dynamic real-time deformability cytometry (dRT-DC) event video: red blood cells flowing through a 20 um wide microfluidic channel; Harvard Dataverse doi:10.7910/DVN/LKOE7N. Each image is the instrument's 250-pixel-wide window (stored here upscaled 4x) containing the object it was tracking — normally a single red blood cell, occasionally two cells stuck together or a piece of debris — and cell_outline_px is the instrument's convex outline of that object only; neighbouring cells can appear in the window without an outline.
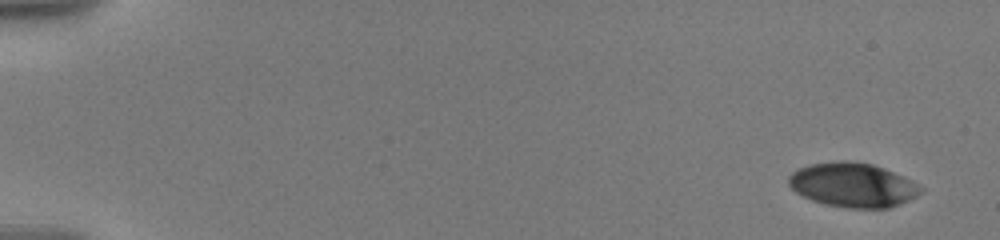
{"species": "human", "species_latin": "Homo sapiens", "temperature_condition": "warm", "stored_images_in_passage": 21, "camera_frame_rate_fps": 3000, "um_per_image_px": 0.085, "donor": {"sex": "male"}, "frame": {"image": 1, "passage_image": 1, "time_ms": 0.0, "image_size_px": [1000, 240], "cell_outline_px": [[924, 192], [900, 204], [888, 208], [844, 208], [824, 204], [812, 200], [796, 192], [788, 184], [788, 176], [792, 172], [808, 164], [840, 160], [848, 160], [872, 164], [884, 168], [904, 176], [924, 188]], "centroid_in_image_um": [72.5, 15.72], "position_along_channel_um": 12.5, "area_um2": 34.33}}
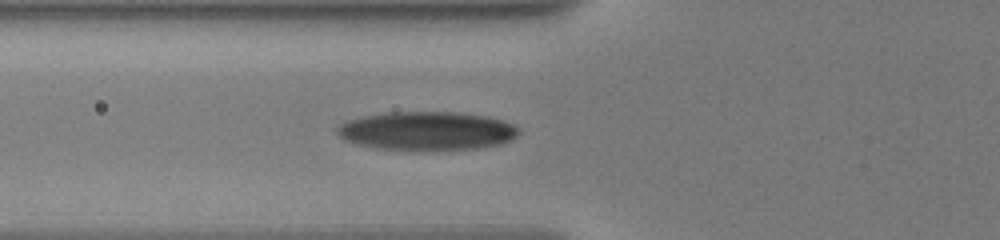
{"frame": {"image": 2, "passage_image": 15, "time_ms": 6.667, "image_size_px": [1000, 240], "cell_outline_px": [[520, 132], [516, 136], [500, 144], [476, 148], [380, 148], [360, 144], [344, 140], [336, 132], [336, 128], [340, 124], [348, 120], [360, 116], [388, 112], [456, 112], [488, 116], [504, 120], [520, 128]], "centroid_in_image_um": [36.29, 11.08], "position_along_channel_um": 89.5, "area_um2": 40.06}}
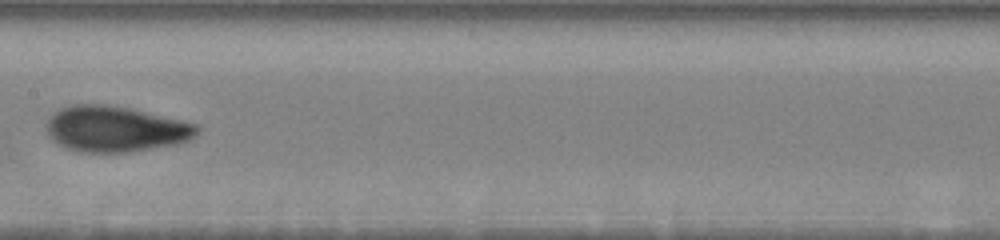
{"frame": {"image": 3, "passage_image": 21, "time_ms": 9.667, "image_size_px": [1000, 240], "cell_outline_px": [[200, 128], [196, 136], [188, 140], [176, 144], [128, 152], [76, 152], [52, 140], [48, 136], [48, 120], [52, 112], [60, 108], [72, 104], [104, 104], [128, 108], [200, 124]], "centroid_in_image_um": [9.82, 10.96], "position_along_channel_um": 197.6, "area_um2": 40.17}}